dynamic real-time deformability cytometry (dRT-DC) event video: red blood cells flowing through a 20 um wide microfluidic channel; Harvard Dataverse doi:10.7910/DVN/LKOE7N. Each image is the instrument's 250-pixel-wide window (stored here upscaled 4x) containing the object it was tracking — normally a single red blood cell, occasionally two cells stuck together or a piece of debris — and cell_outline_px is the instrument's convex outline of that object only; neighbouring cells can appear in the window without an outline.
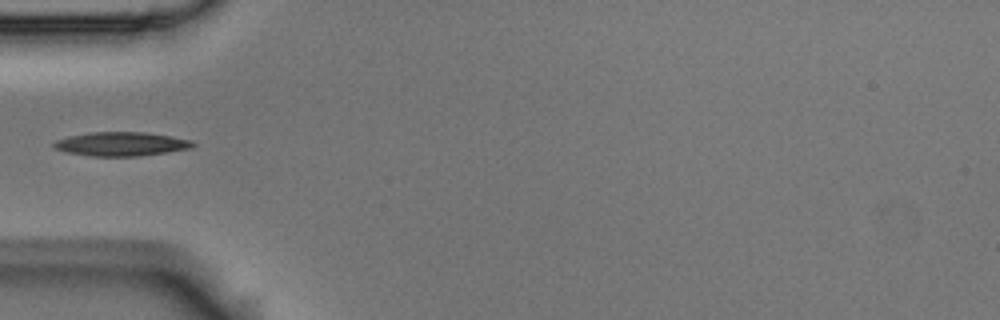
{"species": "Egyptian fruit bat (a non-hibernating species)", "species_latin": "Rousettus aegyptiacus", "temperature_condition": "room temperature", "stored_images_in_passage": 6, "segment_of_instrument_passage": [2, 2], "camera_frame_rate_fps": 3000, "um_per_image_px": 0.085, "animal": {"sex": "male"}, "frame": {"image": 1, "passage_image": 5, "time_ms": 1.333, "image_size_px": [1000, 320], "cell_outline_px": [[196, 144], [192, 148], [168, 152], [140, 156], [92, 156], [64, 152], [52, 148], [52, 144], [56, 140], [68, 136], [92, 132], [144, 132], [172, 136], [192, 140]], "centroid_in_image_um": [10.3, 12.24], "position_along_channel_um": 74.7, "area_um2": 19.59}}
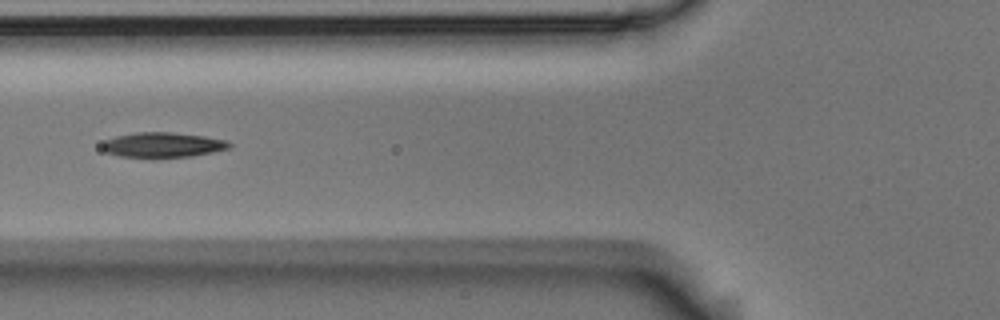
{"frame": {"image": 2, "passage_image": 6, "time_ms": 1.667, "image_size_px": [1000, 320], "cell_outline_px": [[232, 144], [228, 148], [212, 152], [192, 156], [120, 156], [104, 152], [100, 148], [100, 144], [104, 140], [116, 136], [136, 132], [172, 132], [204, 136], [228, 140]], "centroid_in_image_um": [13.8, 12.29], "position_along_channel_um": 112.0, "area_um2": 18.32}}